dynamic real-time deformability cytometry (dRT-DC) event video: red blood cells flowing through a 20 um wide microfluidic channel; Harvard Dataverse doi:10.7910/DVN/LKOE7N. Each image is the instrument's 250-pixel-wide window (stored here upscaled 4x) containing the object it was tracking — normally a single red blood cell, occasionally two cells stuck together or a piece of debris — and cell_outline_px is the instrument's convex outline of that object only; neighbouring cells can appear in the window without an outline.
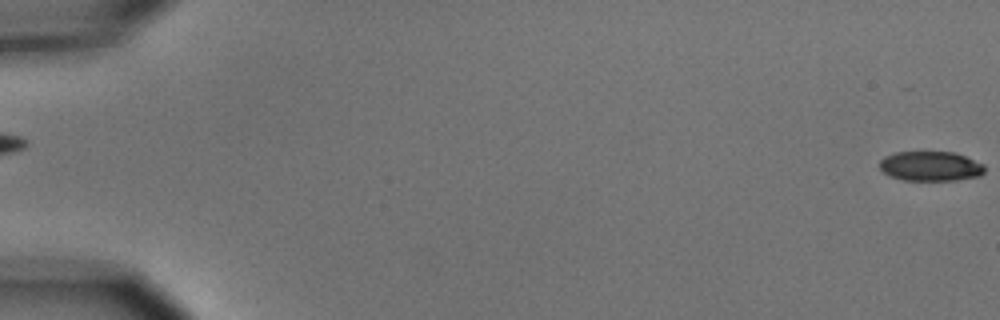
{"species": "common noctule bat (a hibernating species)", "species_latin": "Nyctalus noctula", "temperature_condition": "cold", "stored_images_in_passage": 2, "segment_of_instrument_passage": [2, 2], "camera_frame_rate_fps": 3000, "um_per_image_px": 0.085, "animal": {"sex": "male", "body_mass_g": 15.6}, "frame": {"image": 1, "passage_image": 2, "time_ms": 2.0, "image_size_px": [1000, 320], "cell_outline_px": [[984, 172], [980, 176], [956, 180], [904, 180], [888, 176], [880, 168], [880, 160], [884, 156], [896, 152], [952, 152], [964, 156], [984, 164]], "centroid_in_image_um": [79.08, 14.13], "position_along_channel_um": 5.9, "area_um2": 18.15}}